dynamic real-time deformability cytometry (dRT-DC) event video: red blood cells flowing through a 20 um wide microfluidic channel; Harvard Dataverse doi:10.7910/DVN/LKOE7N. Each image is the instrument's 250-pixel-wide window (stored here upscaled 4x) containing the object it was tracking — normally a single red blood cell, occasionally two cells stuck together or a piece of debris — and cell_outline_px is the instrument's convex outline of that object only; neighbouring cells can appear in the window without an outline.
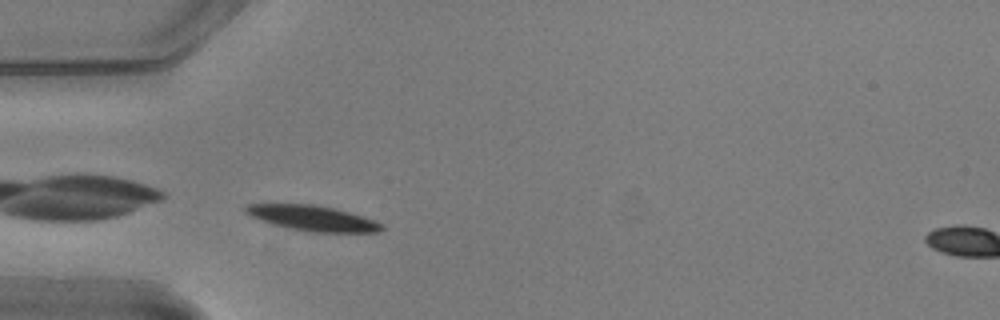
{"species": "common noctule bat (a hibernating species)", "species_latin": "Nyctalus noctula", "temperature_condition": "warm", "stored_images_in_passage": 39, "camera_frame_rate_fps": 3000, "um_per_image_px": 0.085, "animal": {"sex": "male", "body_mass_g": 20.5, "forearm_length_mm": 52.5}, "frame": {"image": 1, "passage_image": 1, "time_ms": 0.0, "image_size_px": [1000, 320], "cell_outline_px": [[384, 228], [380, 232], [312, 232], [288, 228], [272, 224], [252, 216], [244, 212], [244, 208], [248, 204], [312, 204], [332, 208], [364, 216], [376, 220], [384, 224]], "centroid_in_image_um": [26.62, 18.55], "position_along_channel_um": 58.4, "area_um2": 20.0}}
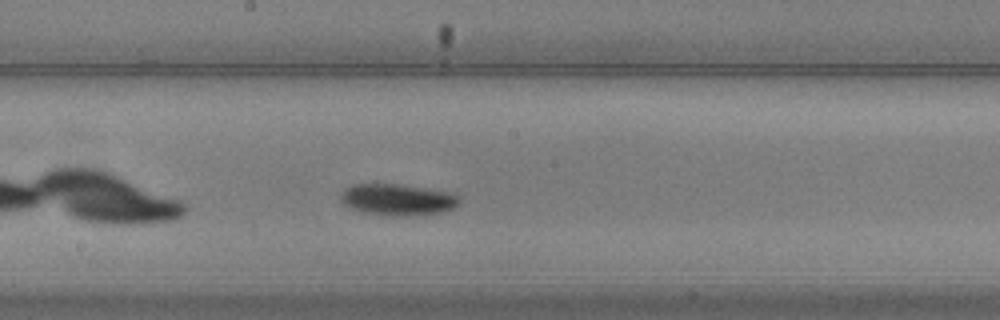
{"frame": {"image": 2, "passage_image": 14, "time_ms": 4.333, "image_size_px": [1000, 320], "cell_outline_px": [[460, 204], [444, 212], [408, 216], [392, 216], [364, 212], [348, 208], [344, 204], [340, 196], [340, 192], [344, 188], [352, 184], [400, 184], [452, 192], [460, 196]], "centroid_in_image_um": [33.81, 16.96], "position_along_channel_um": 214.4, "area_um2": 22.08}}
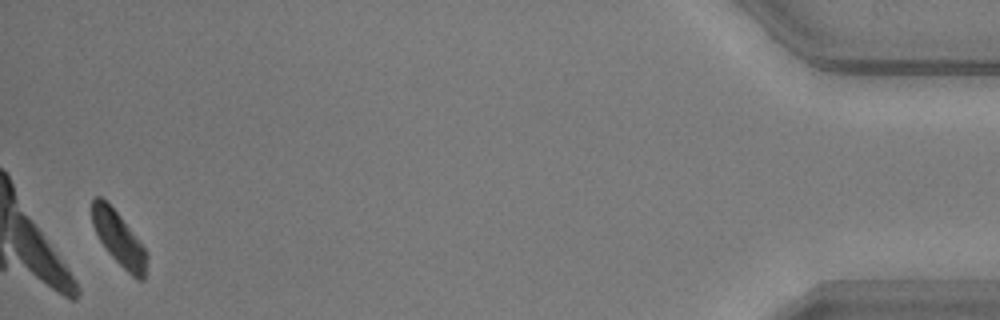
{"frame": {"image": 3, "passage_image": 38, "time_ms": 12.333, "image_size_px": [1000, 320], "cell_outline_px": [[148, 256], [144, 280], [140, 280], [132, 276], [108, 252], [100, 240], [92, 224], [92, 200], [96, 196], [100, 196], [120, 216], [148, 252]], "centroid_in_image_um": [10.11, 20.3], "position_along_channel_um": 425.1, "area_um2": 16.82}, "authors_computed_cell_mechanics": {"area_um2": 19.9988, "velocity_mm_per_s": 3.6867, "shape_relaxation_time_tau1_ms": 1.1492, "shape_relaxation_time_tau2_ms": null, "deformation_change_tau1": 0.1017, "deformation_change_tau2": null}}